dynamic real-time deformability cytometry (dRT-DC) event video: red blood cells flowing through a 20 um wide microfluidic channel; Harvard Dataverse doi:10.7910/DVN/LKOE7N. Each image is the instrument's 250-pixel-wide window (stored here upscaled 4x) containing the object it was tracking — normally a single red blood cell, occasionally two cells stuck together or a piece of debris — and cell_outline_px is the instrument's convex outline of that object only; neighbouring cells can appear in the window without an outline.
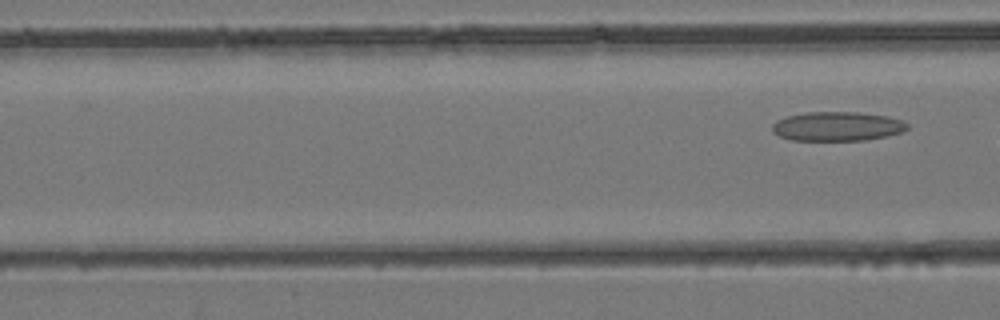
{"species": "common noctule bat (a hibernating species)", "species_latin": "Nyctalus noctula", "temperature_condition": "room temperature", "stored_images_in_passage": 6, "camera_frame_rate_fps": 3000, "um_per_image_px": 0.085, "animal": {"sex": "female", "body_mass_g": 24.6, "forearm_length_mm": 56.2}, "frame": {"image": 1, "passage_image": 6, "time_ms": 1.667, "image_size_px": [1000, 320], "cell_outline_px": [[908, 128], [904, 132], [888, 136], [868, 140], [792, 140], [780, 136], [772, 132], [772, 124], [776, 120], [788, 116], [808, 112], [860, 112], [888, 116], [900, 120], [908, 124]], "centroid_in_image_um": [71.19, 10.74], "position_along_channel_um": 95.4, "area_um2": 23.12}}